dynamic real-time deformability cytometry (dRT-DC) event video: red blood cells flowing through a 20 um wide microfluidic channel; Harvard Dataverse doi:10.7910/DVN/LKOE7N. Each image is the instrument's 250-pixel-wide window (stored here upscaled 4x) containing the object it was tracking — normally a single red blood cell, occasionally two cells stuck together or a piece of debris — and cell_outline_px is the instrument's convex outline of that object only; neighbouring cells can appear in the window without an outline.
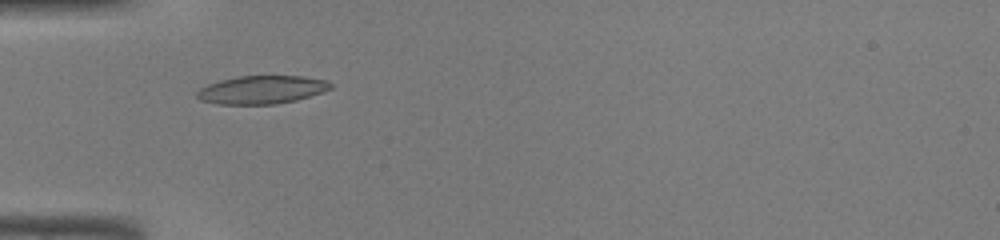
{"species": "common noctule bat (a hibernating species)", "species_latin": "Nyctalus noctula", "temperature_condition": "warm", "stored_images_in_passage": 42, "camera_frame_rate_fps": 3000, "um_per_image_px": 0.085, "animal": {"sex": "male", "body_mass_g": 19.0, "forearm_length_mm": 50.8}, "frame": {"image": 1, "passage_image": 11, "time_ms": 3.333, "image_size_px": [1000, 240], "cell_outline_px": [[332, 88], [296, 100], [276, 104], [220, 104], [200, 100], [196, 96], [196, 92], [200, 88], [208, 84], [220, 80], [240, 76], [304, 76], [328, 80], [332, 84]], "centroid_in_image_um": [22.24, 7.62], "position_along_channel_um": 62.8, "area_um2": 21.85}}
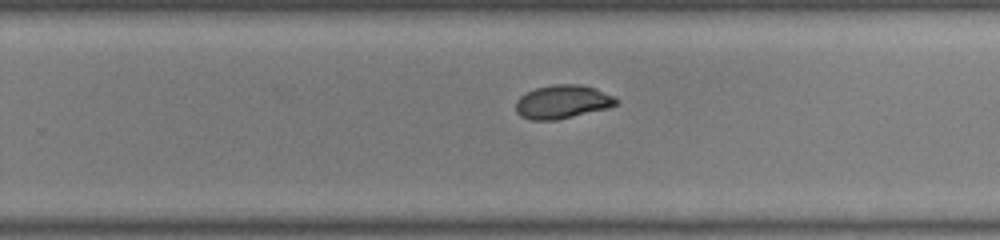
{"frame": {"image": 2, "passage_image": 26, "time_ms": 8.333, "image_size_px": [1000, 240], "cell_outline_px": [[620, 100], [616, 104], [608, 108], [556, 120], [532, 120], [520, 116], [516, 112], [516, 100], [524, 92], [536, 88], [552, 84], [580, 84], [596, 88], [616, 96]], "centroid_in_image_um": [47.82, 8.64], "position_along_channel_um": 282.0, "area_um2": 19.88}}
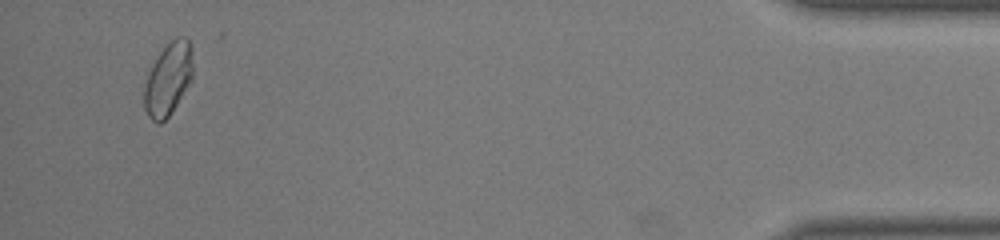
{"frame": {"image": 3, "passage_image": 40, "time_ms": 13.0, "image_size_px": [1000, 240], "cell_outline_px": [[192, 76], [188, 84], [176, 104], [168, 116], [160, 124], [156, 124], [148, 116], [144, 108], [144, 84], [148, 72], [152, 64], [160, 52], [176, 36], [184, 36], [188, 40], [192, 64]], "centroid_in_image_um": [14.25, 6.74], "position_along_channel_um": 421.0, "area_um2": 20.17}}